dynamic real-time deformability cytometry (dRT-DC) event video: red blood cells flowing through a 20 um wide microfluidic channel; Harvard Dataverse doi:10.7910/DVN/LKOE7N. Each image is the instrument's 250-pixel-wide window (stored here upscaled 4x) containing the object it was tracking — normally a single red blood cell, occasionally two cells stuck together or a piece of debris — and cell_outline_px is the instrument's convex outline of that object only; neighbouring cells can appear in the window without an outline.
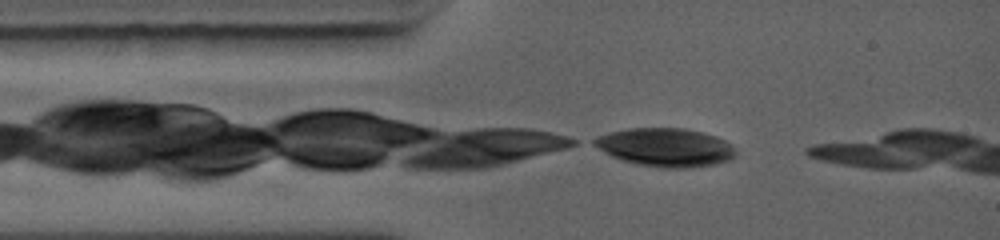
{"species": "common noctule bat (a hibernating species)", "species_latin": "Nyctalus noctula", "temperature_condition": "warm", "stored_images_in_passage": 24, "camera_frame_rate_fps": 5000, "um_per_image_px": 0.085, "animal": {"sex": "female", "body_mass_g": 19.0, "forearm_length_mm": 56.7}, "frame": {"image": 1, "passage_image": 1, "time_ms": 0.0, "image_size_px": [1000, 240], "cell_outline_px": [[736, 156], [728, 160], [716, 164], [692, 168], [660, 168], [636, 164], [620, 160], [604, 152], [592, 144], [588, 140], [596, 136], [608, 132], [628, 128], [684, 128], [704, 132], [716, 136], [732, 144], [736, 152]], "centroid_in_image_um": [56.53, 12.52], "position_along_channel_um": 28.5, "area_um2": 32.25}}
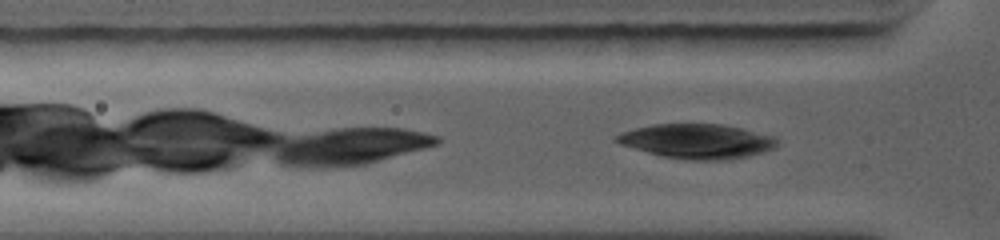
{"frame": {"image": 2, "passage_image": 7, "time_ms": 1.2, "image_size_px": [1000, 240], "cell_outline_px": [[776, 144], [772, 148], [764, 152], [748, 156], [724, 160], [688, 160], [660, 156], [620, 144], [612, 140], [612, 136], [620, 132], [652, 124], [720, 124], [740, 128], [776, 136]], "centroid_in_image_um": [59.19, 12.0], "position_along_channel_um": 66.6, "area_um2": 32.43}}
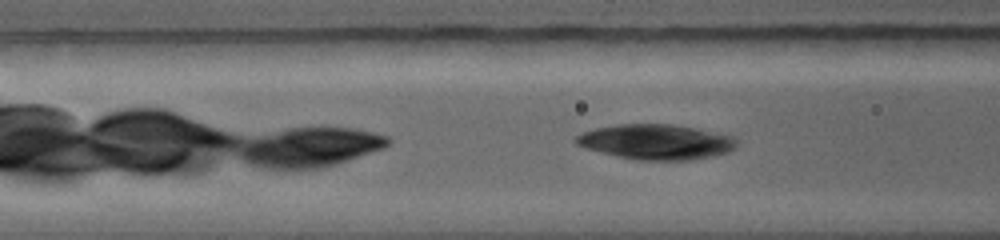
{"frame": {"image": 3, "passage_image": 12, "time_ms": 2.2, "image_size_px": [1000, 240], "cell_outline_px": [[736, 148], [728, 152], [692, 160], [636, 160], [584, 148], [576, 144], [572, 140], [576, 136], [584, 132], [596, 128], [616, 124], [672, 124], [696, 128], [732, 136], [736, 140]], "centroid_in_image_um": [55.74, 12.06], "position_along_channel_um": 110.9, "area_um2": 32.83}}